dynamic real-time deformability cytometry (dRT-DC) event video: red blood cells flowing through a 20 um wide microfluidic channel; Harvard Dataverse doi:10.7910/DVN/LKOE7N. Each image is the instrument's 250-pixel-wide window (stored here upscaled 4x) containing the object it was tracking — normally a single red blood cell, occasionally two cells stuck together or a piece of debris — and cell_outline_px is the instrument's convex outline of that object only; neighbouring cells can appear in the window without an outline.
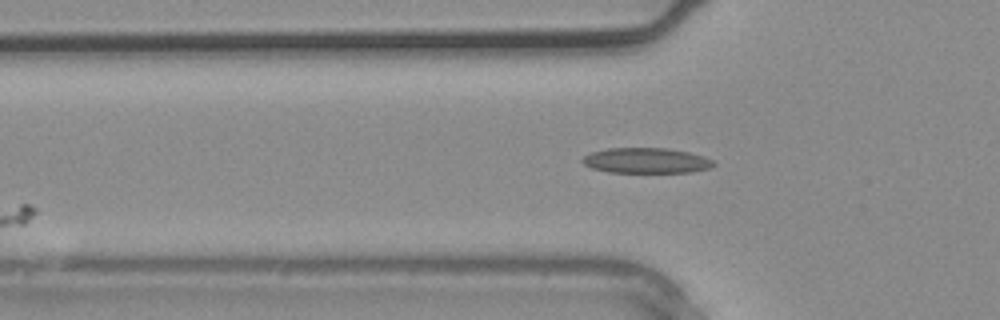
{"species": "common noctule bat (a hibernating species)", "species_latin": "Nyctalus noctula", "temperature_condition": "warm", "stored_images_in_passage": 3, "camera_frame_rate_fps": 3000, "um_per_image_px": 0.085, "animal": {"sex": "male", "body_mass_g": 20.4}, "frame": {"image": 1, "passage_image": 3, "time_ms": 0.667, "image_size_px": [1000, 320], "cell_outline_px": [[716, 164], [712, 168], [692, 172], [608, 172], [592, 168], [584, 164], [580, 160], [584, 156], [592, 152], [608, 148], [668, 148], [688, 152], [704, 156], [712, 160]], "centroid_in_image_um": [54.95, 13.65], "position_along_channel_um": 70.8, "area_um2": 19.42}}